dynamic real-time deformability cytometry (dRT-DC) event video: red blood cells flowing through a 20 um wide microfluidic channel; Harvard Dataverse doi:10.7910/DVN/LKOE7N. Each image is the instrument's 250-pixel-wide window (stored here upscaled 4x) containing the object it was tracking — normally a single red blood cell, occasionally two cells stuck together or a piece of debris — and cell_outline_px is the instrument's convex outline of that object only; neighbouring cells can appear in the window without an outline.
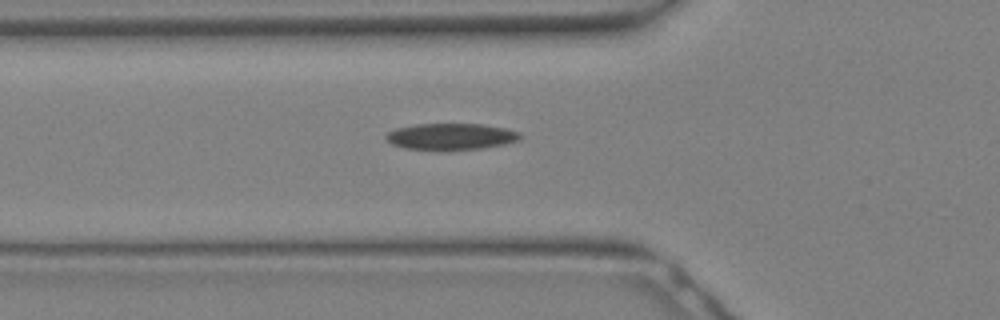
{"species": "Egyptian fruit bat (a non-hibernating species)", "species_latin": "Rousettus aegyptiacus", "temperature_condition": "warm", "stored_images_in_passage": 9, "camera_frame_rate_fps": 3000, "um_per_image_px": 0.085, "animal": {"sex": "female"}, "frame": {"image": 1, "passage_image": 2, "time_ms": 0.333, "image_size_px": [1000, 320], "cell_outline_px": [[524, 136], [520, 140], [504, 144], [484, 148], [404, 148], [392, 144], [384, 136], [388, 132], [396, 128], [416, 124], [480, 124], [504, 128], [520, 132]], "centroid_in_image_um": [38.37, 11.57], "position_along_channel_um": 87.4, "area_um2": 20.11}}
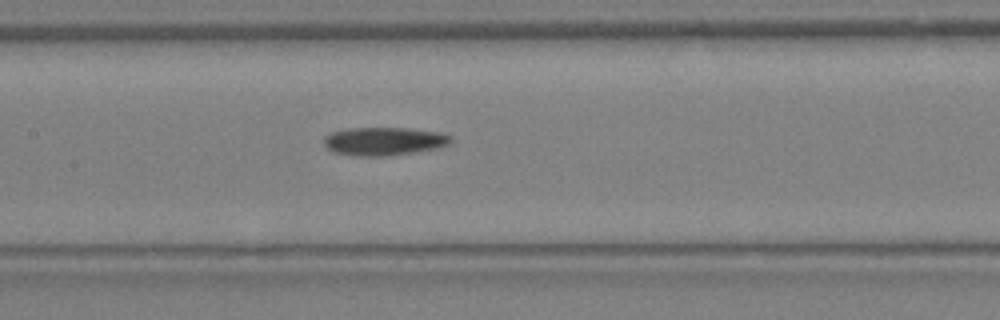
{"frame": {"image": 2, "passage_image": 6, "time_ms": 1.667, "image_size_px": [1000, 320], "cell_outline_px": [[452, 140], [448, 144], [440, 148], [384, 156], [356, 156], [336, 152], [328, 148], [324, 144], [324, 136], [332, 132], [348, 128], [408, 128], [440, 132], [452, 136]], "centroid_in_image_um": [32.66, 12.0], "position_along_channel_um": 174.7, "area_um2": 20.81}}
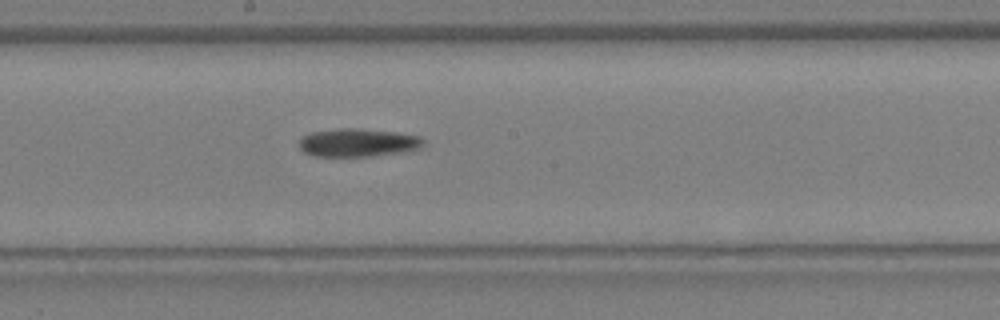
{"frame": {"image": 3, "passage_image": 8, "time_ms": 2.333, "image_size_px": [1000, 320], "cell_outline_px": [[424, 148], [400, 152], [368, 156], [316, 156], [304, 152], [300, 148], [300, 140], [304, 136], [312, 132], [340, 128], [356, 128], [396, 132], [420, 136], [424, 140]], "centroid_in_image_um": [30.47, 12.12], "position_along_channel_um": 217.7, "area_um2": 20.29}}